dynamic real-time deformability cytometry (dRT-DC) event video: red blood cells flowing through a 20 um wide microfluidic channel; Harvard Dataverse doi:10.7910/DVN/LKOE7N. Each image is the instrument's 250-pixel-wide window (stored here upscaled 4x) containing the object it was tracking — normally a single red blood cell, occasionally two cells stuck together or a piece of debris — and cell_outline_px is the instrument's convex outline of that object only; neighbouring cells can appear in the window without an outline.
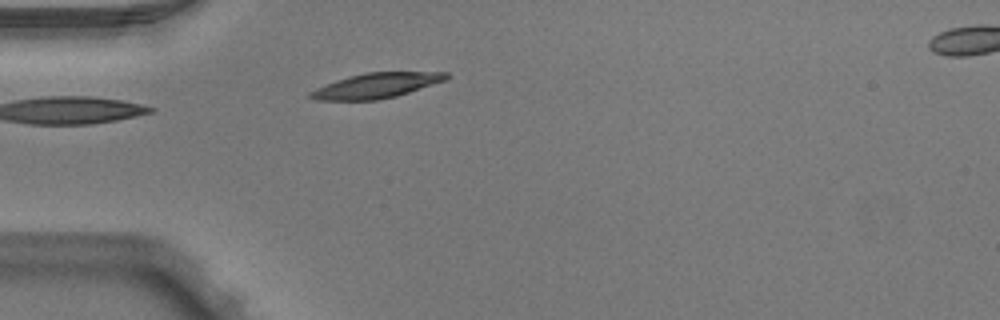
{"species": "Egyptian fruit bat (a non-hibernating species)", "species_latin": "Rousettus aegyptiacus", "temperature_condition": "warm", "stored_images_in_passage": 2, "segment_of_instrument_passage": [1, 2], "camera_frame_rate_fps": 3000, "um_per_image_px": 0.085, "animal": {"sex": "male"}, "frame": {"image": 1, "passage_image": 1, "time_ms": 0.0, "image_size_px": [1000, 320], "cell_outline_px": [[452, 76], [448, 80], [396, 96], [376, 100], [320, 100], [308, 96], [308, 92], [316, 88], [336, 80], [348, 76], [368, 72], [448, 72]], "centroid_in_image_um": [32.04, 7.26], "position_along_channel_um": 53.0, "area_um2": 19.88}}